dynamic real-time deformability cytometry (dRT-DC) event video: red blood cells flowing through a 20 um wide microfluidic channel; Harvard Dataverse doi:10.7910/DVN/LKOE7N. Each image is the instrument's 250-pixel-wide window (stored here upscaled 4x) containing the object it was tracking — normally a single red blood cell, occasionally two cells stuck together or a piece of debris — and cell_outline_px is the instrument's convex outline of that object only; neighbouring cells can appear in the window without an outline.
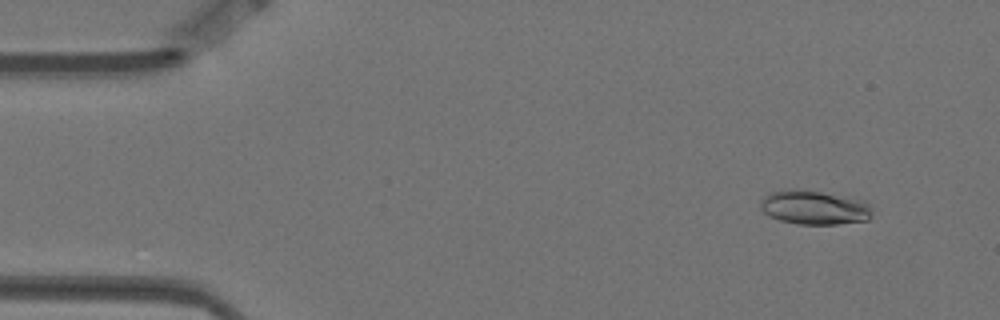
{"species": "Egyptian fruit bat (a non-hibernating species)", "species_latin": "Rousettus aegyptiacus", "temperature_condition": "warm", "stored_images_in_passage": 4, "camera_frame_rate_fps": 3000, "um_per_image_px": 0.085, "animal": {"sex": "female"}, "frame": {"image": 1, "passage_image": 1, "time_ms": 0.0, "image_size_px": [1000, 320], "cell_outline_px": [[872, 216], [868, 220], [836, 224], [796, 224], [780, 220], [768, 216], [760, 208], [760, 200], [764, 196], [772, 192], [788, 188], [820, 192], [864, 200], [872, 208]], "centroid_in_image_um": [69.2, 17.64], "position_along_channel_um": 15.8, "area_um2": 22.25}}
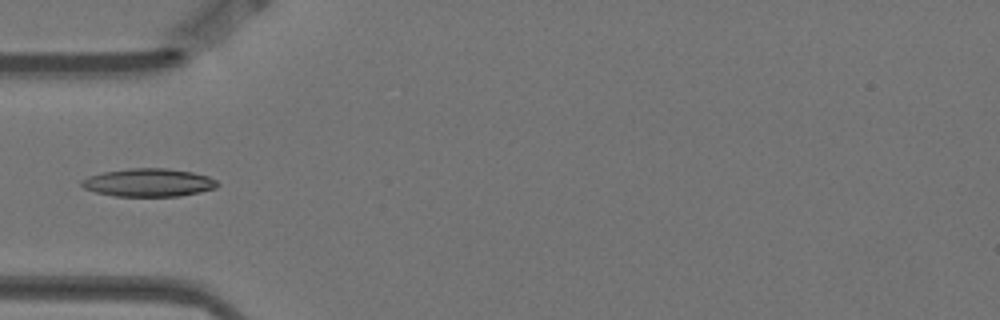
{"frame": {"image": 2, "passage_image": 4, "time_ms": 1.0, "image_size_px": [1000, 320], "cell_outline_px": [[220, 184], [216, 188], [200, 192], [180, 196], [112, 196], [96, 192], [84, 188], [80, 184], [80, 180], [88, 176], [104, 172], [128, 168], [168, 168], [192, 172], [208, 176], [216, 180]], "centroid_in_image_um": [12.63, 15.52], "position_along_channel_um": 72.4, "area_um2": 22.37}}